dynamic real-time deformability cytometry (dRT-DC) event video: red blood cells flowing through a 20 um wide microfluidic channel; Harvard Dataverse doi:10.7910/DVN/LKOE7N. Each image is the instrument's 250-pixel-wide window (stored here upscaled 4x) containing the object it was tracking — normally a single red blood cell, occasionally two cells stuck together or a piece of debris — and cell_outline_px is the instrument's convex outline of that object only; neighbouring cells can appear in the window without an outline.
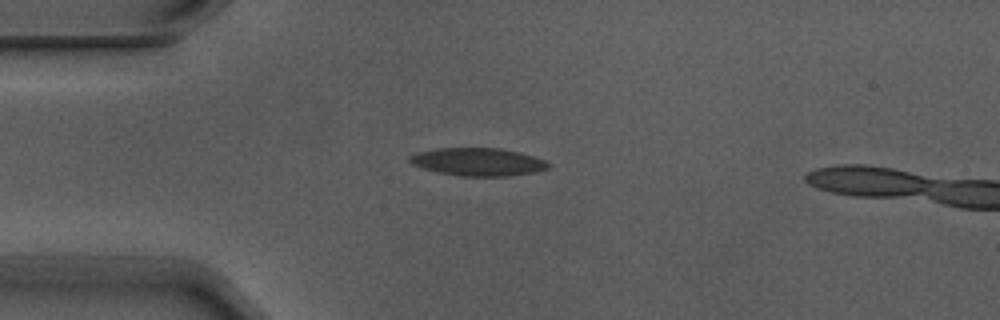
{"species": "Egyptian fruit bat (a non-hibernating species)", "species_latin": "Rousettus aegyptiacus", "temperature_condition": "warm", "stored_images_in_passage": 4, "camera_frame_rate_fps": 3000, "um_per_image_px": 0.085, "animal": {"sex": "male"}, "frame": {"image": 1, "passage_image": 3, "time_ms": 0.667, "image_size_px": [1000, 320], "cell_outline_px": [[552, 164], [548, 168], [532, 172], [508, 176], [464, 176], [440, 172], [424, 168], [412, 164], [408, 160], [408, 156], [420, 152], [440, 148], [500, 148], [520, 152], [544, 160]], "centroid_in_image_um": [40.65, 13.75], "position_along_channel_um": 44.4, "area_um2": 22.2}}